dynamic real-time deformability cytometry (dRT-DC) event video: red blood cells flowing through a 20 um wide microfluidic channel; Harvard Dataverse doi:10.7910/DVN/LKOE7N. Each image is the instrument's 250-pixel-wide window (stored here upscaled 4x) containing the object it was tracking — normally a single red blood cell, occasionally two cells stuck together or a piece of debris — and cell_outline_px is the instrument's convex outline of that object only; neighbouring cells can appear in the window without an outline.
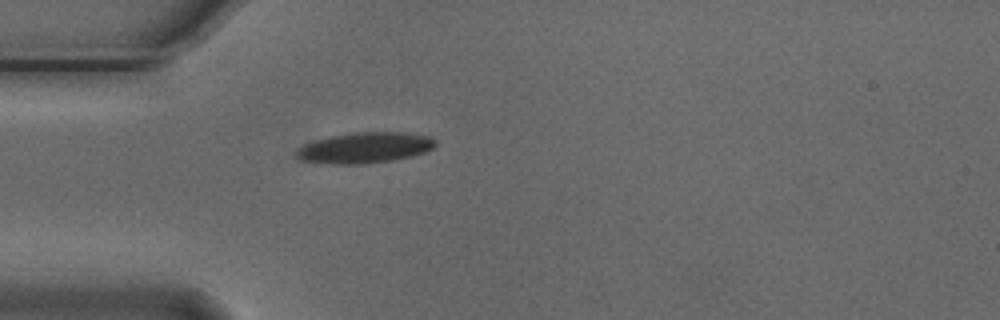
{"species": "Egyptian fruit bat (a non-hibernating species)", "species_latin": "Rousettus aegyptiacus", "temperature_condition": "cold", "stored_images_in_passage": 5, "camera_frame_rate_fps": 3000, "um_per_image_px": 0.085, "animal": {"sex": "male"}, "frame": {"image": 1, "passage_image": 5, "time_ms": 1.333, "image_size_px": [1000, 320], "cell_outline_px": [[436, 144], [432, 148], [424, 152], [392, 160], [364, 164], [328, 164], [300, 160], [296, 156], [296, 152], [304, 144], [316, 140], [332, 136], [352, 132], [404, 132], [428, 136], [436, 140]], "centroid_in_image_um": [30.99, 12.56], "position_along_channel_um": 54.0, "area_um2": 24.74}}